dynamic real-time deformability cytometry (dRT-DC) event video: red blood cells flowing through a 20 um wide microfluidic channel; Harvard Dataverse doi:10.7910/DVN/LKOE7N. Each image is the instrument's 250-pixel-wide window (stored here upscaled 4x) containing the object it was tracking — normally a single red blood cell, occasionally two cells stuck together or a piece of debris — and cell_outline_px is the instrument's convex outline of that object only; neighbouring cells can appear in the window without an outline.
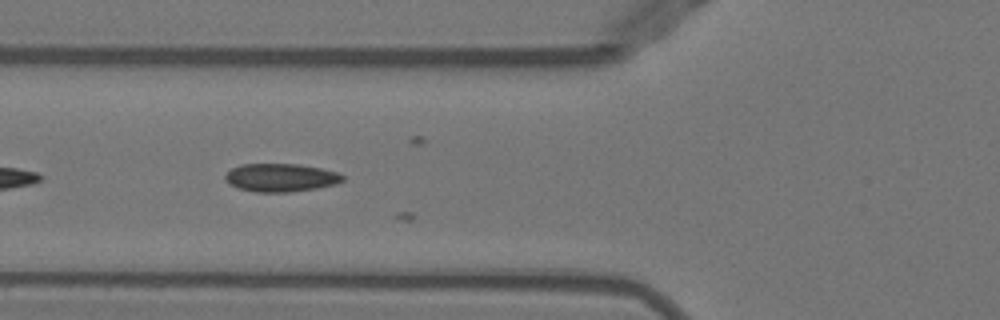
{"species": "Egyptian fruit bat (a non-hibernating species)", "species_latin": "Rousettus aegyptiacus", "temperature_condition": "warm", "stored_images_in_passage": 10, "camera_frame_rate_fps": 3000, "um_per_image_px": 0.085, "animal": {"sex": "female"}, "frame": {"image": 1, "passage_image": 5, "time_ms": 1.333, "image_size_px": [1000, 320], "cell_outline_px": [[344, 180], [336, 184], [316, 188], [288, 192], [256, 192], [236, 188], [228, 184], [224, 176], [232, 168], [240, 164], [300, 164], [320, 168], [336, 172], [344, 176]], "centroid_in_image_um": [23.84, 15.1], "position_along_channel_um": 102.0, "area_um2": 19.31}}
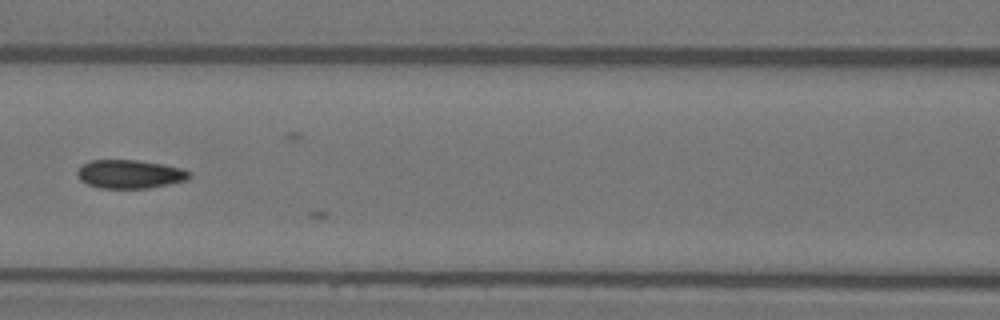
{"frame": {"image": 2, "passage_image": 9, "time_ms": 2.667, "image_size_px": [1000, 320], "cell_outline_px": [[192, 176], [188, 180], [172, 184], [148, 188], [100, 188], [88, 184], [80, 180], [76, 176], [76, 172], [80, 164], [88, 160], [136, 160], [164, 164], [184, 168], [192, 172]], "centroid_in_image_um": [11.06, 14.79], "position_along_channel_um": 155.5, "area_um2": 19.13}}